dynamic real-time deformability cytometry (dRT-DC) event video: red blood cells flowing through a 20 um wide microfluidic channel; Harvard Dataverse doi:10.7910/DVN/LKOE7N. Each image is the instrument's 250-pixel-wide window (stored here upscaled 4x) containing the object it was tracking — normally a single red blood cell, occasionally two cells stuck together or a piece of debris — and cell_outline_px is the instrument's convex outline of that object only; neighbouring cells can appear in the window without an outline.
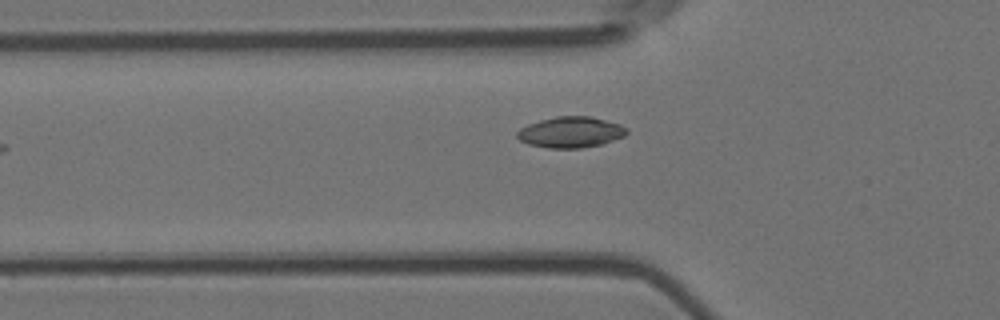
{"species": "Egyptian fruit bat (a non-hibernating species)", "species_latin": "Rousettus aegyptiacus", "temperature_condition": "room temperature", "stored_images_in_passage": 3, "camera_frame_rate_fps": 3000, "um_per_image_px": 0.085, "animal": {"sex": "female"}, "frame": {"image": 1, "passage_image": 2, "time_ms": 0.333, "image_size_px": [1000, 320], "cell_outline_px": [[628, 132], [624, 136], [604, 144], [580, 148], [548, 148], [528, 144], [520, 140], [516, 136], [516, 132], [520, 128], [528, 124], [540, 120], [556, 116], [588, 116], [620, 124], [628, 128]], "centroid_in_image_um": [48.51, 11.24], "position_along_channel_um": 77.3, "area_um2": 19.83}}
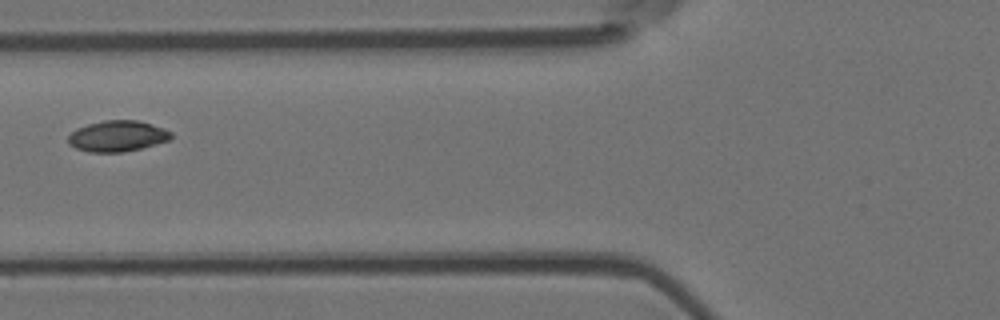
{"frame": {"image": 2, "passage_image": 3, "time_ms": 0.667, "image_size_px": [1000, 320], "cell_outline_px": [[172, 136], [168, 140], [140, 148], [124, 152], [88, 152], [76, 148], [68, 144], [68, 136], [76, 128], [88, 124], [104, 120], [136, 120], [164, 128], [172, 132]], "centroid_in_image_um": [9.95, 11.56], "position_along_channel_um": 115.9, "area_um2": 18.44}}